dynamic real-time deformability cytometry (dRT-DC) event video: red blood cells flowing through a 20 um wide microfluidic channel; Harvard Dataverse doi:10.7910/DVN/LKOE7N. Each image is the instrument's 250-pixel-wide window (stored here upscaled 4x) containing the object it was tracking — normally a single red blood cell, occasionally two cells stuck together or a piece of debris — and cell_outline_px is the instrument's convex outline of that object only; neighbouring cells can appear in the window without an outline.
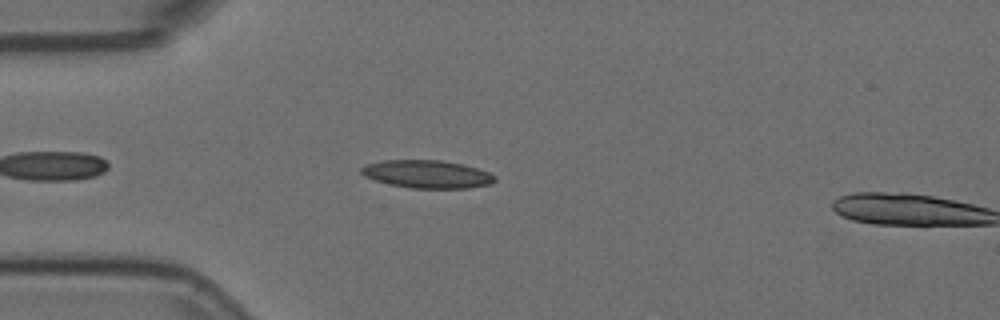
{"species": "Egyptian fruit bat (a non-hibernating species)", "species_latin": "Rousettus aegyptiacus", "temperature_condition": "room temperature", "stored_images_in_passage": 5, "camera_frame_rate_fps": 3000, "um_per_image_px": 0.085, "animal": {"sex": "female"}, "frame": {"image": 1, "passage_image": 4, "time_ms": 1.0, "image_size_px": [1000, 320], "cell_outline_px": [[496, 180], [492, 184], [468, 188], [412, 188], [388, 184], [364, 176], [360, 172], [360, 168], [364, 164], [384, 160], [440, 160], [464, 164], [488, 172], [496, 176]], "centroid_in_image_um": [36.3, 14.8], "position_along_channel_um": 48.7, "area_um2": 21.85}}